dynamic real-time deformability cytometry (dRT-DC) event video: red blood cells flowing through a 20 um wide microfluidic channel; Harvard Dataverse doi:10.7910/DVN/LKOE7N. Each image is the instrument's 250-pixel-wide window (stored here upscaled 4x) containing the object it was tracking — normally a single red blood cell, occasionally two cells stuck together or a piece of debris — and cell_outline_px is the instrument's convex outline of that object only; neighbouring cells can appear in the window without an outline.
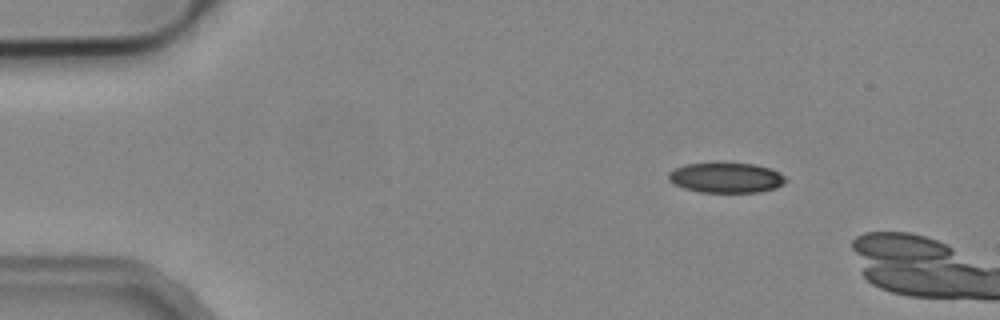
{"species": "common noctule bat (a hibernating species)", "species_latin": "Nyctalus noctula", "temperature_condition": "cold", "stored_images_in_passage": 4, "camera_frame_rate_fps": 3000, "um_per_image_px": 0.085, "animal": {"sex": "male", "body_mass_g": 19.2, "forearm_length_mm": 51.8}, "frame": {"image": 1, "passage_image": 2, "time_ms": 1.333, "image_size_px": [1000, 320], "cell_outline_px": [[788, 180], [784, 184], [776, 188], [760, 192], [700, 192], [684, 188], [668, 180], [668, 172], [684, 164], [716, 160], [756, 164], [780, 172]], "centroid_in_image_um": [61.72, 15.06], "position_along_channel_um": 23.3, "area_um2": 21.44}}